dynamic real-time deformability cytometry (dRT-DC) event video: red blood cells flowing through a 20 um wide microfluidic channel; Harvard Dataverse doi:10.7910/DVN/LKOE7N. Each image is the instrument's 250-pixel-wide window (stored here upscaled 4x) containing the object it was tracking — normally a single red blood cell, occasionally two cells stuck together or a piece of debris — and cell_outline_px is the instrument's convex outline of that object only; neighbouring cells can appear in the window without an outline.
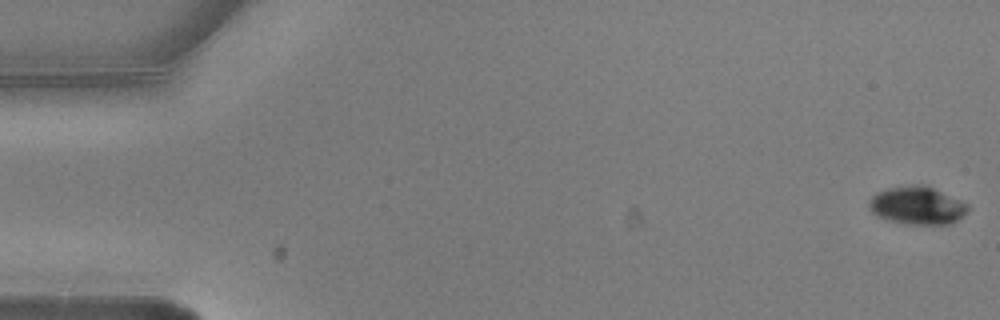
{"species": "common noctule bat (a hibernating species)", "species_latin": "Nyctalus noctula", "temperature_condition": "warm", "stored_images_in_passage": 6, "camera_frame_rate_fps": 3000, "um_per_image_px": 0.085, "animal": {"sex": "male", "body_mass_g": 20.5, "forearm_length_mm": 52.5}, "frame": {"image": 1, "passage_image": 1, "time_ms": 0.0, "image_size_px": [1000, 320], "cell_outline_px": [[968, 208], [952, 224], [900, 224], [876, 216], [872, 212], [868, 204], [872, 196], [888, 188], [912, 184], [924, 184], [960, 200], [968, 204]], "centroid_in_image_um": [77.92, 17.47], "position_along_channel_um": 7.1, "area_um2": 21.68}}
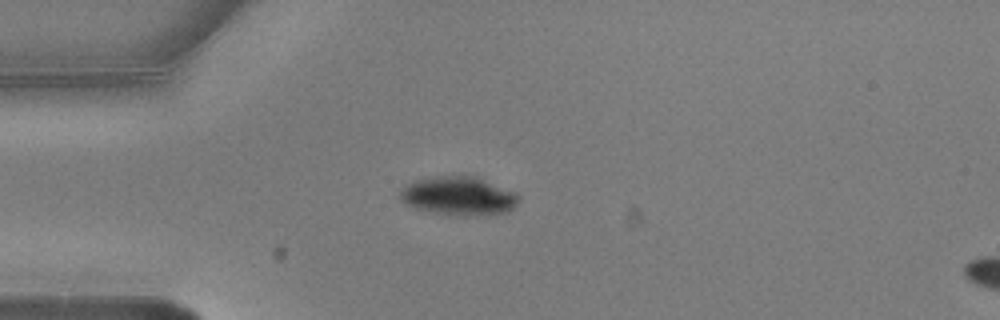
{"frame": {"image": 2, "passage_image": 5, "time_ms": 1.333, "image_size_px": [1000, 320], "cell_outline_px": [[520, 200], [508, 212], [476, 216], [456, 216], [416, 208], [404, 204], [400, 200], [400, 192], [404, 184], [412, 180], [436, 176], [472, 176], [516, 192], [520, 196]], "centroid_in_image_um": [38.96, 16.66], "position_along_channel_um": 46.0, "area_um2": 26.82}}